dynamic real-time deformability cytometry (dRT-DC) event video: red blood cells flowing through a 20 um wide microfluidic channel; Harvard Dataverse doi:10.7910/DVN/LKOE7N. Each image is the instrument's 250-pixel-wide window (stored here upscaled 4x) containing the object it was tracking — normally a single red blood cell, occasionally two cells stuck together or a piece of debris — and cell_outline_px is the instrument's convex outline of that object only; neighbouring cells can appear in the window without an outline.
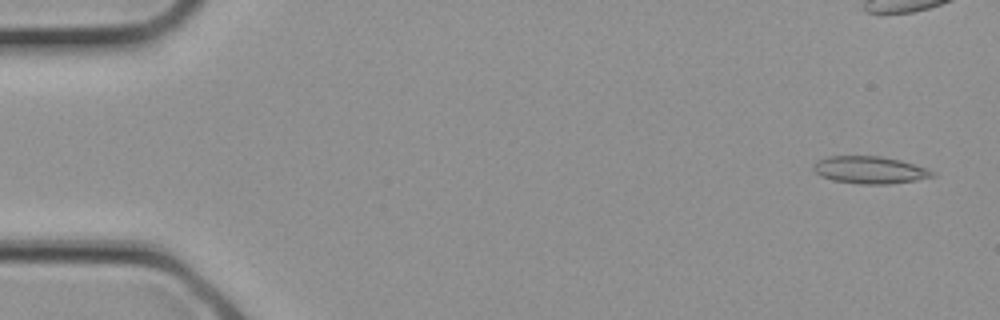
{"species": "common noctule bat (a hibernating species)", "species_latin": "Nyctalus noctula", "temperature_condition": "cold", "stored_images_in_passage": 10, "camera_frame_rate_fps": 3000, "um_per_image_px": 0.085, "animal": {"sex": "female", "body_mass_g": 21.9}, "frame": {"image": 1, "passage_image": 2, "time_ms": 0.333, "image_size_px": [1000, 320], "cell_outline_px": [[936, 176], [916, 180], [888, 184], [860, 184], [832, 180], [820, 176], [812, 168], [816, 160], [828, 156], [880, 156], [900, 160], [936, 172]], "centroid_in_image_um": [73.9, 14.45], "position_along_channel_um": 11.1, "area_um2": 18.9}}